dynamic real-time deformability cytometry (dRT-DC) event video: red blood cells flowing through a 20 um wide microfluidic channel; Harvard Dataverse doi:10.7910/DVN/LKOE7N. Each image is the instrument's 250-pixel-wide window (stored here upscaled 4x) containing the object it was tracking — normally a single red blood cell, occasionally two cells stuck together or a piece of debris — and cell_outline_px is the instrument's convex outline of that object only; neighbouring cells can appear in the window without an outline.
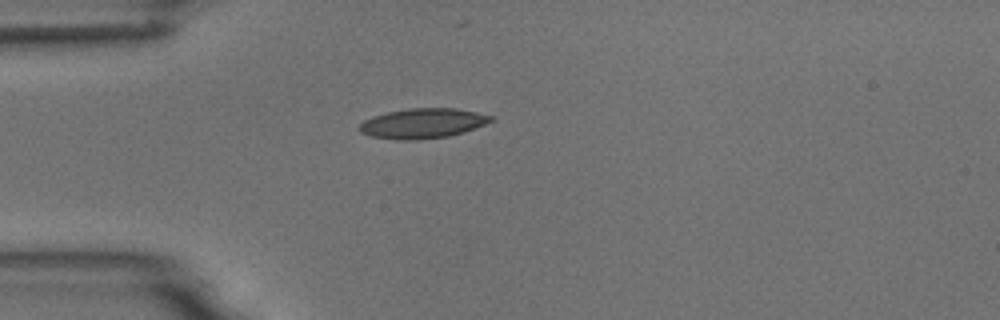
{"species": "common noctule bat (a hibernating species)", "species_latin": "Nyctalus noctula", "temperature_condition": "room temperature", "stored_images_in_passage": 4, "camera_frame_rate_fps": 3000, "um_per_image_px": 0.085, "animal": {"sex": "male", "body_mass_g": 18.8}, "frame": {"image": 1, "passage_image": 1, "time_ms": 0.0, "image_size_px": [1000, 320], "cell_outline_px": [[496, 120], [464, 132], [448, 136], [420, 140], [396, 140], [372, 136], [360, 132], [356, 128], [364, 120], [372, 116], [388, 112], [408, 108], [456, 108], [496, 116]], "centroid_in_image_um": [35.95, 10.48], "position_along_channel_um": 49.0, "area_um2": 23.24}}